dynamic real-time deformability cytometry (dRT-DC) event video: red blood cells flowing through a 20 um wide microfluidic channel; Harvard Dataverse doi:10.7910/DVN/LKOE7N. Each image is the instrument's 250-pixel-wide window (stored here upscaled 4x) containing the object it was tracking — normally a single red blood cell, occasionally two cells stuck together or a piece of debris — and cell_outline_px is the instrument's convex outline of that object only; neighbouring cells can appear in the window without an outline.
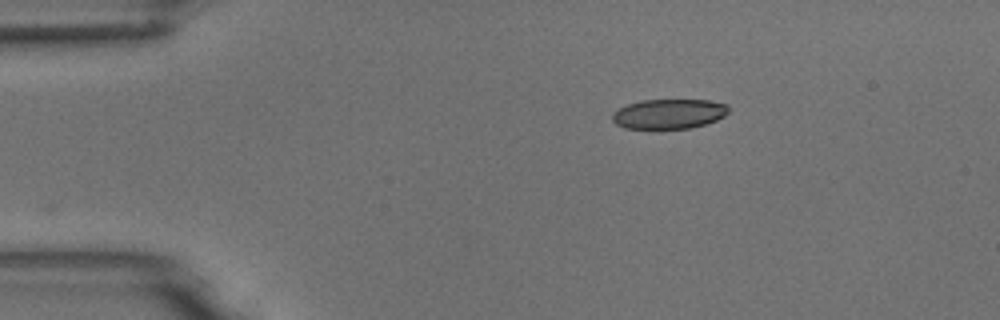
{"species": "common noctule bat (a hibernating species)", "species_latin": "Nyctalus noctula", "temperature_condition": "room temperature", "stored_images_in_passage": 3, "camera_frame_rate_fps": 3000, "um_per_image_px": 0.085, "animal": {"sex": "male", "body_mass_g": 18.8}, "frame": {"image": 1, "passage_image": 3, "time_ms": 0.667, "image_size_px": [1000, 320], "cell_outline_px": [[728, 112], [724, 116], [716, 120], [692, 128], [624, 128], [616, 124], [612, 120], [612, 112], [628, 104], [644, 100], [708, 100], [728, 104]], "centroid_in_image_um": [56.86, 9.67], "position_along_channel_um": 28.1, "area_um2": 20.06}}